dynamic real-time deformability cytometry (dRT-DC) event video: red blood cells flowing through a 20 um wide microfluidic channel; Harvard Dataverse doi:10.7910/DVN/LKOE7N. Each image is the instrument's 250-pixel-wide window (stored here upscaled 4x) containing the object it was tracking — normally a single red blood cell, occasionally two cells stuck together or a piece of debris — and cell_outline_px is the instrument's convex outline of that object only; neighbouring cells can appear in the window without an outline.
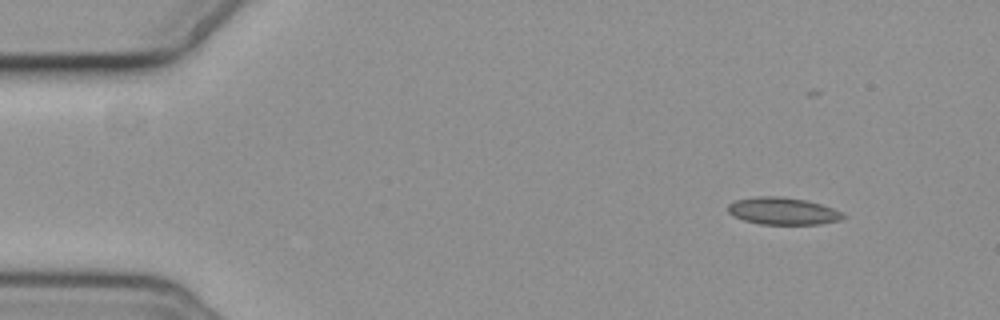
{"species": "common noctule bat (a hibernating species)", "species_latin": "Nyctalus noctula", "temperature_condition": "cold", "stored_images_in_passage": 3, "camera_frame_rate_fps": 3000, "um_per_image_px": 0.085, "animal": {"sex": "female", "body_mass_g": 19.3, "forearm_length_mm": 54.1}, "frame": {"image": 1, "passage_image": 1, "time_ms": 0.0, "image_size_px": [1000, 320], "cell_outline_px": [[844, 216], [840, 220], [820, 224], [760, 224], [744, 220], [732, 216], [728, 212], [728, 204], [736, 200], [760, 196], [780, 196], [804, 200], [820, 204], [832, 208], [840, 212]], "centroid_in_image_um": [66.49, 17.94], "position_along_channel_um": 18.5, "area_um2": 18.03}}
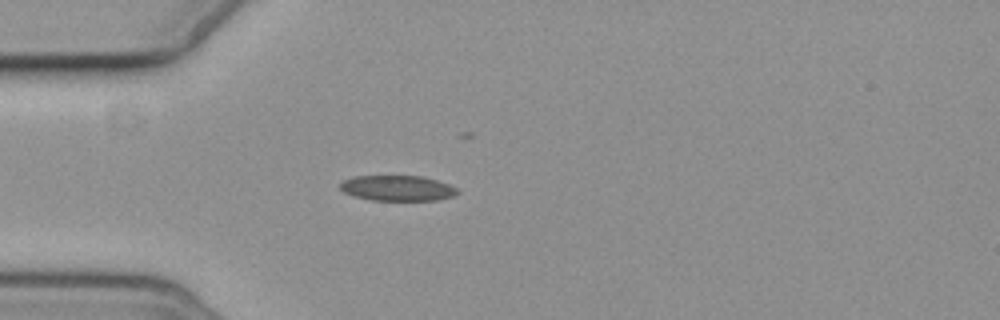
{"frame": {"image": 2, "passage_image": 3, "time_ms": 3.333, "image_size_px": [1000, 320], "cell_outline_px": [[460, 192], [456, 196], [440, 200], [368, 200], [352, 196], [344, 192], [340, 188], [340, 184], [344, 180], [352, 176], [420, 176], [436, 180], [448, 184], [456, 188]], "centroid_in_image_um": [33.79, 16.0], "position_along_channel_um": 51.2, "area_um2": 17.51}}